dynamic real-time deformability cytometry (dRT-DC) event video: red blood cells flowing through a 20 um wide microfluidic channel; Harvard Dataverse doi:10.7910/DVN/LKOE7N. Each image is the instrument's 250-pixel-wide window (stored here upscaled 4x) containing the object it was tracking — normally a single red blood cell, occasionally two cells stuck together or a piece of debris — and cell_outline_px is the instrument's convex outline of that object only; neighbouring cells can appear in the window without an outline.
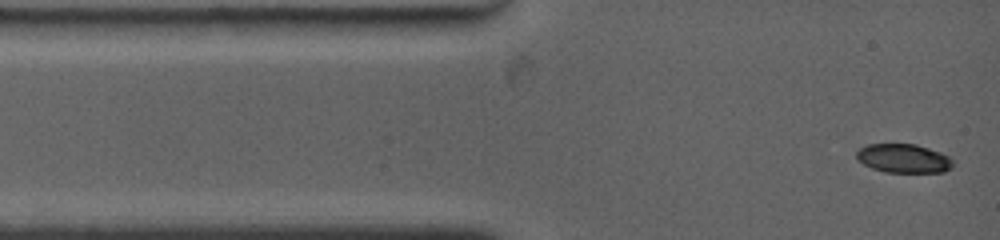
{"species": "common noctule bat (a hibernating species)", "species_latin": "Nyctalus noctula", "temperature_condition": "warm", "stored_images_in_passage": 44, "camera_frame_rate_fps": 4500, "um_per_image_px": 0.085, "animal": {"sex": "female", "body_mass_g": 19.0, "forearm_length_mm": 53.3}, "frame": {"image": 1, "passage_image": 1, "time_ms": 0.0, "image_size_px": [1000, 240], "cell_outline_px": [[952, 168], [944, 172], [884, 172], [872, 168], [864, 164], [856, 156], [856, 152], [860, 148], [868, 144], [916, 144], [940, 152], [948, 156], [952, 160]], "centroid_in_image_um": [76.81, 13.46], "position_along_channel_um": 8.2, "area_um2": 16.13}}
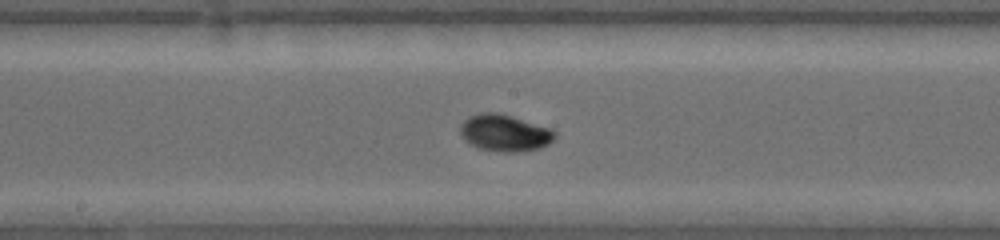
{"frame": {"image": 2, "passage_image": 19, "time_ms": 6.222, "image_size_px": [1000, 240], "cell_outline_px": [[556, 136], [548, 144], [540, 148], [520, 152], [504, 152], [480, 148], [464, 140], [460, 132], [460, 124], [468, 116], [480, 112], [500, 112], [552, 128], [556, 132]], "centroid_in_image_um": [42.91, 11.27], "position_along_channel_um": 205.3, "area_um2": 20.52}}
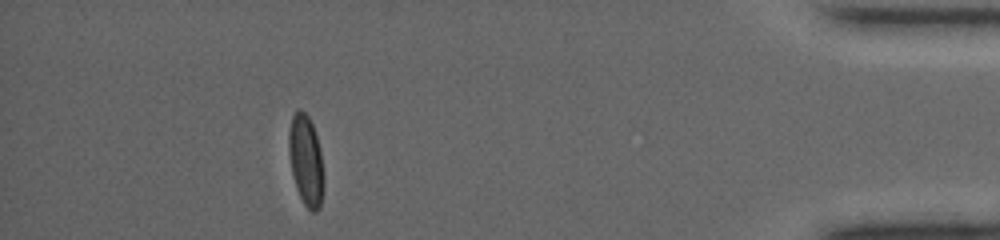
{"frame": {"image": 3, "passage_image": 38, "time_ms": 13.333, "image_size_px": [1000, 240], "cell_outline_px": [[324, 188], [320, 208], [316, 212], [312, 212], [304, 204], [296, 188], [292, 172], [288, 152], [288, 132], [292, 116], [296, 108], [300, 108], [308, 116], [312, 124], [316, 136], [320, 152], [324, 176]], "centroid_in_image_um": [26.0, 13.64], "position_along_channel_um": 409.2, "area_um2": 18.61}, "authors_computed_cell_mechanics": {"area_um2": 18.4671, "velocity_mm_per_s": 3.8401, "shape_relaxation_time_tau1_ms": 4.1332, "shape_relaxation_time_tau2_ms": 0.8018, "deformation_change_tau1": 0.1728, "deformation_change_tau2": 0.0172}}